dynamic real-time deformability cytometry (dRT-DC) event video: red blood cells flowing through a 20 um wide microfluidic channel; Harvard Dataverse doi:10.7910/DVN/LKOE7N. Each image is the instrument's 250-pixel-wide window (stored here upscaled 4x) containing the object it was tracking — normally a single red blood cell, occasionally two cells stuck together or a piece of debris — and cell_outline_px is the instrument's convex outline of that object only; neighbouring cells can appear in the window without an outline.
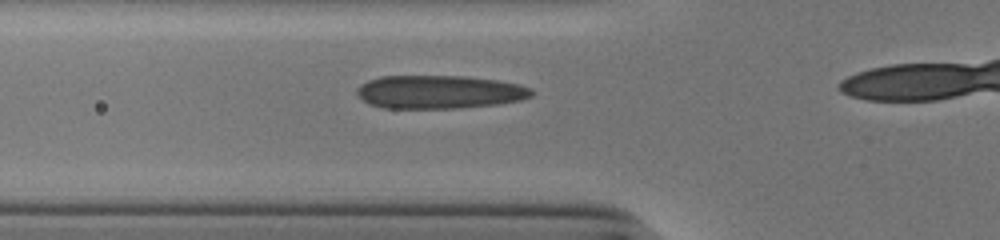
{"species": "human", "species_latin": "Homo sapiens", "temperature_condition": "cold", "stored_images_in_passage": 20, "camera_frame_rate_fps": 3000, "um_per_image_px": 0.085, "donor": {"sex": "male"}, "frame": {"image": 1, "passage_image": 12, "time_ms": 3.667, "image_size_px": [1000, 240], "cell_outline_px": [[532, 96], [520, 100], [500, 104], [460, 108], [384, 108], [368, 104], [356, 92], [356, 88], [360, 84], [368, 80], [380, 76], [464, 76], [496, 80], [520, 84], [532, 88]], "centroid_in_image_um": [37.34, 7.82], "position_along_channel_um": 88.5, "area_um2": 34.1}}
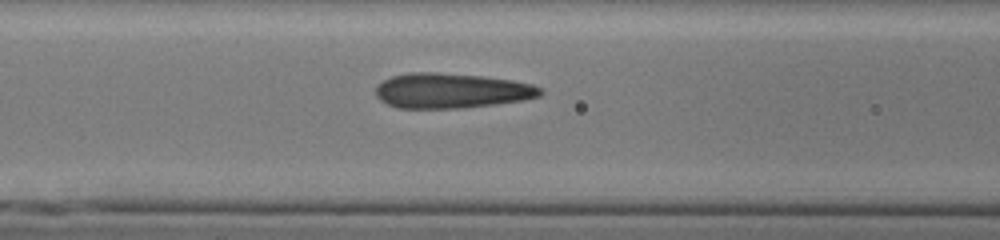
{"frame": {"image": 2, "passage_image": 15, "time_ms": 4.667, "image_size_px": [1000, 240], "cell_outline_px": [[544, 92], [540, 96], [524, 100], [496, 104], [456, 108], [396, 108], [380, 100], [376, 96], [376, 84], [392, 76], [408, 72], [436, 72], [484, 76], [512, 80], [532, 84], [544, 88]], "centroid_in_image_um": [38.38, 7.7], "position_along_channel_um": 128.2, "area_um2": 33.87}}
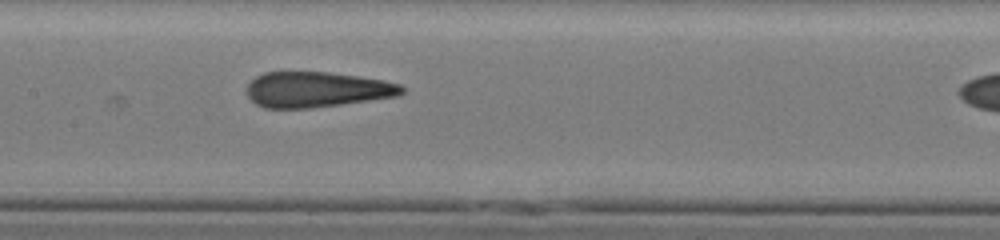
{"frame": {"image": 3, "passage_image": 19, "time_ms": 6.0, "image_size_px": [1000, 240], "cell_outline_px": [[404, 92], [396, 96], [340, 104], [308, 108], [264, 108], [256, 104], [244, 92], [244, 88], [256, 76], [264, 72], [328, 72], [384, 80], [400, 84], [404, 88]], "centroid_in_image_um": [26.86, 7.61], "position_along_channel_um": 180.5, "area_um2": 31.96}}